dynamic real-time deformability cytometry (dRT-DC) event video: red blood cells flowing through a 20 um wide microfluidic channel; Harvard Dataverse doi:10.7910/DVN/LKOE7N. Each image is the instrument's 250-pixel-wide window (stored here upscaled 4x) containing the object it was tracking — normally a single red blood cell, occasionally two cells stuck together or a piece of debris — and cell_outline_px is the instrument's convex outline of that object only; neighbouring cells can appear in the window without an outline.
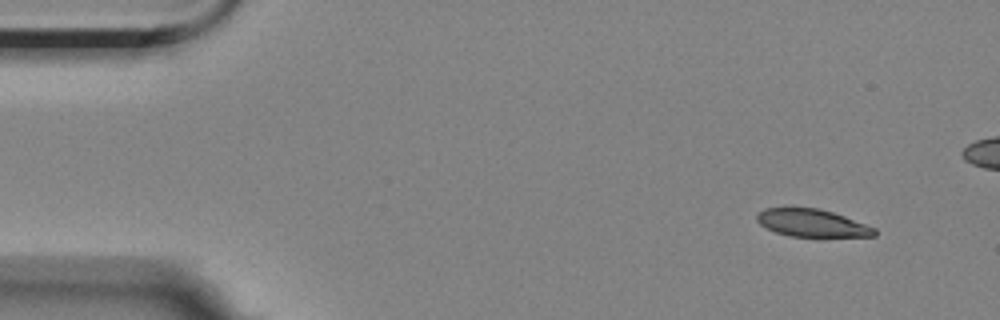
{"species": "Egyptian fruit bat (a non-hibernating species)", "species_latin": "Rousettus aegyptiacus", "temperature_condition": "room temperature", "stored_images_in_passage": 4, "camera_frame_rate_fps": 3000, "um_per_image_px": 0.085, "animal": {"sex": "female"}, "frame": {"image": 1, "passage_image": 1, "time_ms": 0.0, "image_size_px": [1000, 320], "cell_outline_px": [[876, 236], [788, 236], [776, 232], [760, 224], [756, 220], [756, 216], [764, 208], [820, 208], [844, 216], [876, 228]], "centroid_in_image_um": [69.02, 18.95], "position_along_channel_um": 16.0, "area_um2": 18.61}}